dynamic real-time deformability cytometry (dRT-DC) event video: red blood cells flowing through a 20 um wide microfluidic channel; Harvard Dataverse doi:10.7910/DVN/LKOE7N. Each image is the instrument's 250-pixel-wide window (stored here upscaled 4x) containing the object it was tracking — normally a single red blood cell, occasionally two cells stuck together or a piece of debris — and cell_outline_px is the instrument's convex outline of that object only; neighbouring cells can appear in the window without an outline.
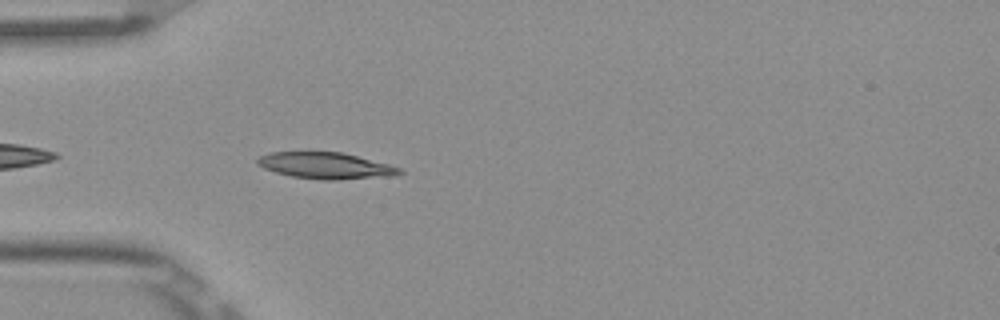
{"species": "Egyptian fruit bat (a non-hibernating species)", "species_latin": "Rousettus aegyptiacus", "temperature_condition": "room temperature", "stored_images_in_passage": 5, "camera_frame_rate_fps": 3000, "um_per_image_px": 0.085, "frame": {"image": 1, "passage_image": 5, "time_ms": 1.333, "image_size_px": [1000, 320], "cell_outline_px": [[404, 172], [396, 176], [336, 180], [324, 180], [292, 176], [276, 172], [264, 168], [256, 164], [256, 160], [260, 156], [272, 152], [340, 152], [388, 164], [400, 168]], "centroid_in_image_um": [27.7, 14.09], "position_along_channel_um": 57.3, "area_um2": 21.73}}